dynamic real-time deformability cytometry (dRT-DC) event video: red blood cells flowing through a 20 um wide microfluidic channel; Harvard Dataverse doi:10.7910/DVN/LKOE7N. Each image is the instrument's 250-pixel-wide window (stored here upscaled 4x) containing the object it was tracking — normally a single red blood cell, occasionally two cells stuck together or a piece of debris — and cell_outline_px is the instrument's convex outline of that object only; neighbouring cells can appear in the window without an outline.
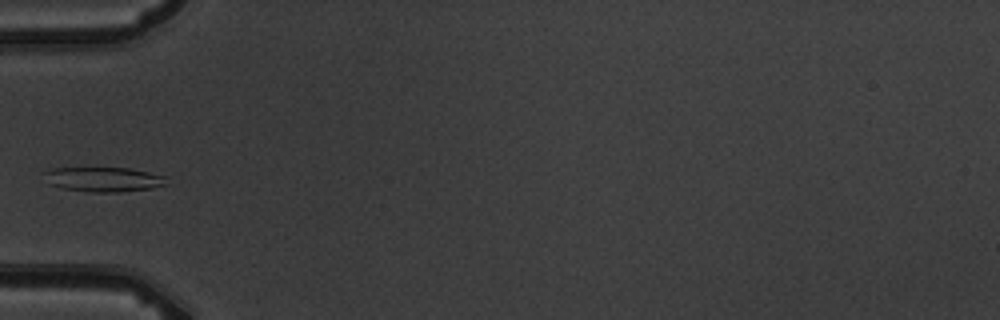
{"species": "common noctule bat (a hibernating species)", "species_latin": "Nyctalus noctula", "temperature_condition": "warm", "stored_images_in_passage": 5, "camera_frame_rate_fps": 3000, "um_per_image_px": 0.085, "animal": {"sex": "male", "body_mass_g": 19.5, "forearm_length_mm": 54.6}, "frame": {"image": 1, "passage_image": 4, "time_ms": 4.333, "image_size_px": [1000, 320], "cell_outline_px": [[168, 184], [152, 188], [120, 192], [88, 192], [64, 188], [52, 184], [44, 172], [52, 168], [128, 168], [148, 172], [164, 176]], "centroid_in_image_um": [8.86, 15.25], "position_along_channel_um": 76.1, "area_um2": 17.22}}